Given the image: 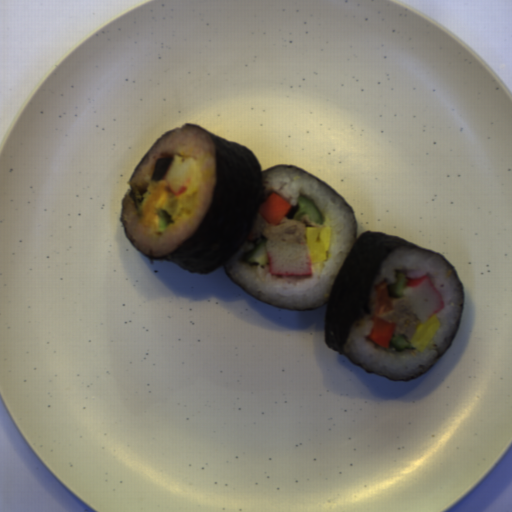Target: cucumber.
<instances>
[{
    "label": "cucumber",
    "mask_w": 512,
    "mask_h": 512,
    "mask_svg": "<svg viewBox=\"0 0 512 512\" xmlns=\"http://www.w3.org/2000/svg\"><path fill=\"white\" fill-rule=\"evenodd\" d=\"M305 217H308L317 224H321L323 219L320 209L316 204L303 195L296 198V206L285 216V219H292L302 222Z\"/></svg>",
    "instance_id": "1"
},
{
    "label": "cucumber",
    "mask_w": 512,
    "mask_h": 512,
    "mask_svg": "<svg viewBox=\"0 0 512 512\" xmlns=\"http://www.w3.org/2000/svg\"><path fill=\"white\" fill-rule=\"evenodd\" d=\"M267 242H261L256 248L249 250L244 257L246 262L258 265H269Z\"/></svg>",
    "instance_id": "2"
},
{
    "label": "cucumber",
    "mask_w": 512,
    "mask_h": 512,
    "mask_svg": "<svg viewBox=\"0 0 512 512\" xmlns=\"http://www.w3.org/2000/svg\"><path fill=\"white\" fill-rule=\"evenodd\" d=\"M396 281L393 285H389L387 294L394 300L396 299H405L409 298L406 297L404 294V286L409 281L407 276L404 273L398 272L396 275Z\"/></svg>",
    "instance_id": "3"
},
{
    "label": "cucumber",
    "mask_w": 512,
    "mask_h": 512,
    "mask_svg": "<svg viewBox=\"0 0 512 512\" xmlns=\"http://www.w3.org/2000/svg\"><path fill=\"white\" fill-rule=\"evenodd\" d=\"M405 335H393L390 346L394 348L397 352H401L402 350H413V348Z\"/></svg>",
    "instance_id": "4"
},
{
    "label": "cucumber",
    "mask_w": 512,
    "mask_h": 512,
    "mask_svg": "<svg viewBox=\"0 0 512 512\" xmlns=\"http://www.w3.org/2000/svg\"><path fill=\"white\" fill-rule=\"evenodd\" d=\"M158 230L159 232H163L164 229L173 223V217L169 215L166 209H159L158 214Z\"/></svg>",
    "instance_id": "5"
},
{
    "label": "cucumber",
    "mask_w": 512,
    "mask_h": 512,
    "mask_svg": "<svg viewBox=\"0 0 512 512\" xmlns=\"http://www.w3.org/2000/svg\"><path fill=\"white\" fill-rule=\"evenodd\" d=\"M149 194L150 193H148L146 191L138 190L137 195H135V197L133 199L137 210L142 212V206H143L144 202L146 201V199L148 198Z\"/></svg>",
    "instance_id": "6"
}]
</instances>
